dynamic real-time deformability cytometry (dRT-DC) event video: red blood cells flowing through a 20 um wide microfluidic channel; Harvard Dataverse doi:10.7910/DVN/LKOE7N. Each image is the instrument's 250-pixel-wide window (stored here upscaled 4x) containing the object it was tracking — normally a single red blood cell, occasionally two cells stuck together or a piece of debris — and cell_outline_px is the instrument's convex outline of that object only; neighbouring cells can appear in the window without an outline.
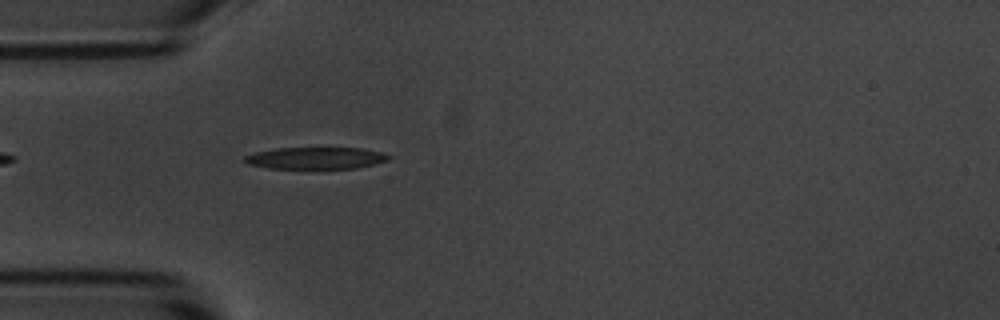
{"species": "common noctule bat (a hibernating species)", "species_latin": "Nyctalus noctula", "temperature_condition": "room temperature", "stored_images_in_passage": 5, "camera_frame_rate_fps": 3000, "um_per_image_px": 0.085, "animal": {"sex": "male", "body_mass_g": 20.1, "forearm_length_mm": 53.5}, "frame": {"image": 1, "passage_image": 5, "time_ms": 4.333, "image_size_px": [1000, 320], "cell_outline_px": [[392, 156], [388, 160], [356, 168], [268, 168], [248, 164], [244, 160], [244, 156], [256, 152], [276, 148], [360, 148], [384, 152]], "centroid_in_image_um": [26.85, 13.43], "position_along_channel_um": 58.1, "area_um2": 18.21}}